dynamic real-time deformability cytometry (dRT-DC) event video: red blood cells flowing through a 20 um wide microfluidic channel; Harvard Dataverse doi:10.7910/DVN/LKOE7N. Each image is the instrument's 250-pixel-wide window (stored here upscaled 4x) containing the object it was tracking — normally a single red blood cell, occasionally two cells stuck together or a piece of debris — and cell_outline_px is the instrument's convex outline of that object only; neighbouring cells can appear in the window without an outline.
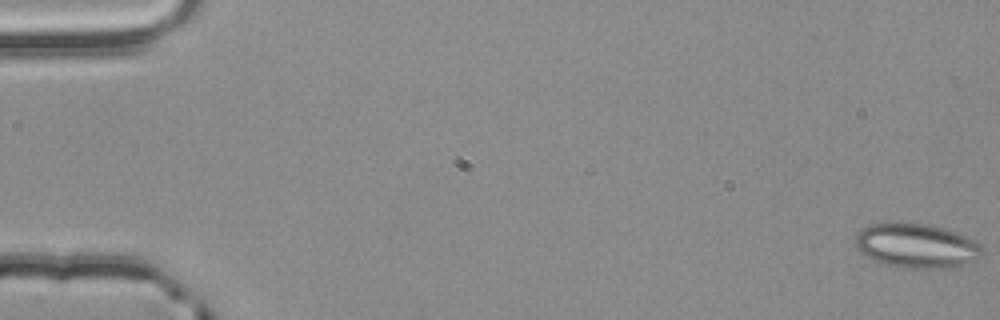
{"species": "common noctule bat (a hibernating species)", "species_latin": "Nyctalus noctula", "temperature_condition": "room temperature", "stored_images_in_passage": 5, "camera_frame_rate_fps": 3000, "um_per_image_px": 0.085, "animal": {"sex": "male", "body_mass_g": 20.4}, "frame": {"image": 1, "passage_image": 1, "time_ms": 0.0, "image_size_px": [1000, 320], "cell_outline_px": [[984, 256], [976, 260], [952, 268], [904, 268], [872, 260], [860, 252], [856, 248], [856, 232], [872, 224], [928, 224], [956, 232], [976, 240], [980, 244], [984, 252]], "centroid_in_image_um": [77.96, 20.91], "position_along_channel_um": 7.0, "area_um2": 32.71}}